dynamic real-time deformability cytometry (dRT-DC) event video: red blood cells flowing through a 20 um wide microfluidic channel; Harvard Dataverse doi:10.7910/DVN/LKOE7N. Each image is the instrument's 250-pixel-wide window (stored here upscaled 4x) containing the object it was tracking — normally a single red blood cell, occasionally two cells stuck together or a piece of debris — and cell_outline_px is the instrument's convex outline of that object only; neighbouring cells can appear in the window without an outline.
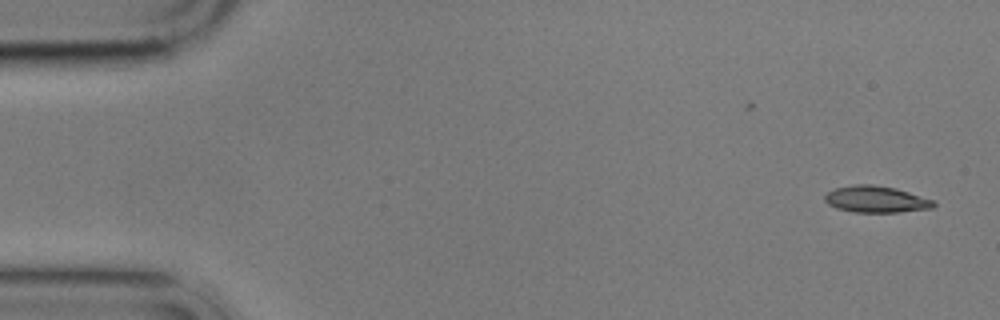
{"species": "common noctule bat (a hibernating species)", "species_latin": "Nyctalus noctula", "temperature_condition": "cold", "stored_images_in_passage": 4, "segment_of_instrument_passage": [2, 2], "camera_frame_rate_fps": 3000, "um_per_image_px": 0.085, "animal": {"sex": "male", "body_mass_g": 17.9}, "frame": {"image": 1, "passage_image": 4, "time_ms": 5.0, "image_size_px": [1000, 320], "cell_outline_px": [[936, 204], [932, 208], [900, 212], [852, 212], [836, 208], [828, 204], [824, 200], [824, 196], [828, 192], [836, 188], [852, 184], [872, 184], [896, 188], [932, 200]], "centroid_in_image_um": [74.42, 16.94], "position_along_channel_um": 10.6, "area_um2": 16.82}}